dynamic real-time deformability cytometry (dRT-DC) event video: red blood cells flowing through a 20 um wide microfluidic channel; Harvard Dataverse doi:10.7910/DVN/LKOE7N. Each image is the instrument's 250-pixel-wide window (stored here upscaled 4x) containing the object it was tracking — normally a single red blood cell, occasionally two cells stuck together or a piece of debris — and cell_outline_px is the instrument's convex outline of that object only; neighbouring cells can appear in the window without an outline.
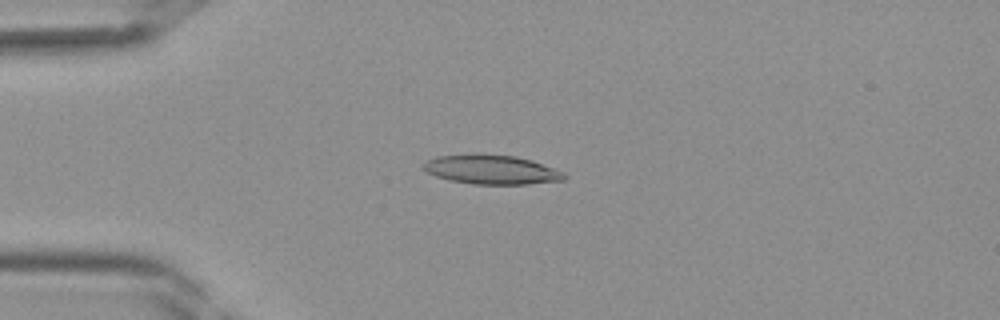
{"species": "Egyptian fruit bat (a non-hibernating species)", "species_latin": "Rousettus aegyptiacus", "temperature_condition": "room temperature", "stored_images_in_passage": 40, "camera_frame_rate_fps": 3000, "um_per_image_px": 0.085, "frame": {"image": 1, "passage_image": 10, "time_ms": 3.0, "image_size_px": [1000, 320], "cell_outline_px": [[568, 176], [564, 180], [528, 184], [472, 184], [452, 180], [436, 176], [428, 172], [420, 164], [436, 156], [472, 152], [476, 152], [516, 156], [532, 160], [564, 172]], "centroid_in_image_um": [41.77, 14.38], "position_along_channel_um": 43.2, "area_um2": 24.45}}
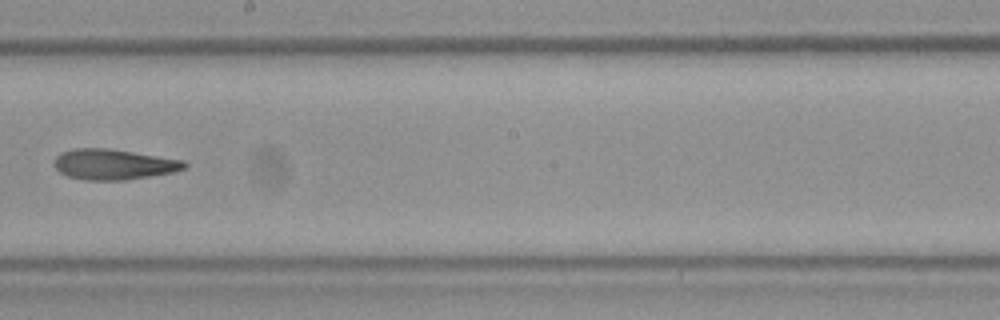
{"frame": {"image": 2, "passage_image": 23, "time_ms": 7.333, "image_size_px": [1000, 320], "cell_outline_px": [[188, 164], [184, 168], [172, 172], [124, 180], [88, 180], [68, 176], [60, 172], [52, 164], [56, 156], [60, 152], [72, 148], [108, 148], [184, 160]], "centroid_in_image_um": [9.61, 13.96], "position_along_channel_um": 238.6, "area_um2": 23.06}}
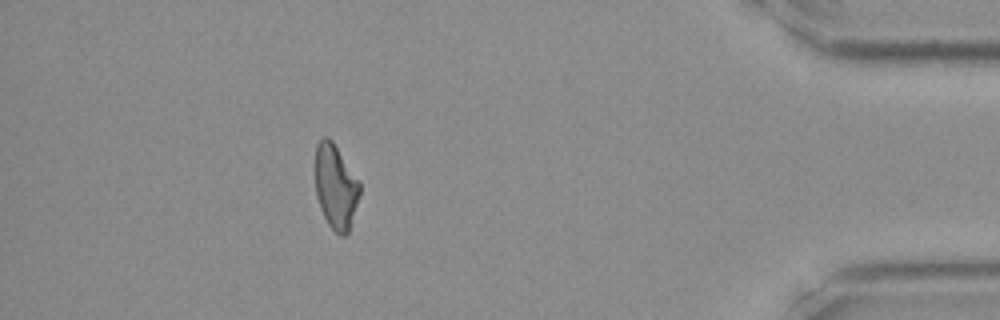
{"frame": {"image": 3, "passage_image": 36, "time_ms": 11.667, "image_size_px": [1000, 320], "cell_outline_px": [[360, 192], [348, 232], [344, 236], [340, 236], [328, 224], [320, 208], [316, 196], [316, 144], [324, 136], [328, 136], [332, 140], [360, 180]], "centroid_in_image_um": [28.53, 15.84], "position_along_channel_um": 406.7, "area_um2": 21.85}}